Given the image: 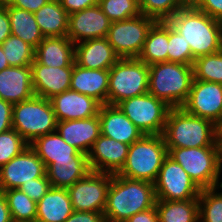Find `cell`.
<instances>
[{
    "label": "cell",
    "mask_w": 222,
    "mask_h": 222,
    "mask_svg": "<svg viewBox=\"0 0 222 222\" xmlns=\"http://www.w3.org/2000/svg\"><path fill=\"white\" fill-rule=\"evenodd\" d=\"M189 44L194 60L222 50V22L195 7H184L167 20Z\"/></svg>",
    "instance_id": "1"
},
{
    "label": "cell",
    "mask_w": 222,
    "mask_h": 222,
    "mask_svg": "<svg viewBox=\"0 0 222 222\" xmlns=\"http://www.w3.org/2000/svg\"><path fill=\"white\" fill-rule=\"evenodd\" d=\"M154 184L112 175L104 216L106 222H125L131 216L155 206Z\"/></svg>",
    "instance_id": "2"
},
{
    "label": "cell",
    "mask_w": 222,
    "mask_h": 222,
    "mask_svg": "<svg viewBox=\"0 0 222 222\" xmlns=\"http://www.w3.org/2000/svg\"><path fill=\"white\" fill-rule=\"evenodd\" d=\"M162 135L167 148L220 146V128L208 119L188 114L182 107L170 109Z\"/></svg>",
    "instance_id": "3"
},
{
    "label": "cell",
    "mask_w": 222,
    "mask_h": 222,
    "mask_svg": "<svg viewBox=\"0 0 222 222\" xmlns=\"http://www.w3.org/2000/svg\"><path fill=\"white\" fill-rule=\"evenodd\" d=\"M193 78V65L169 61L149 65L148 92L172 108L182 107Z\"/></svg>",
    "instance_id": "4"
},
{
    "label": "cell",
    "mask_w": 222,
    "mask_h": 222,
    "mask_svg": "<svg viewBox=\"0 0 222 222\" xmlns=\"http://www.w3.org/2000/svg\"><path fill=\"white\" fill-rule=\"evenodd\" d=\"M168 149L162 134L144 135L129 145L126 162L118 175L154 183Z\"/></svg>",
    "instance_id": "5"
},
{
    "label": "cell",
    "mask_w": 222,
    "mask_h": 222,
    "mask_svg": "<svg viewBox=\"0 0 222 222\" xmlns=\"http://www.w3.org/2000/svg\"><path fill=\"white\" fill-rule=\"evenodd\" d=\"M167 149L168 156L182 166L201 190L222 186L221 146Z\"/></svg>",
    "instance_id": "6"
},
{
    "label": "cell",
    "mask_w": 222,
    "mask_h": 222,
    "mask_svg": "<svg viewBox=\"0 0 222 222\" xmlns=\"http://www.w3.org/2000/svg\"><path fill=\"white\" fill-rule=\"evenodd\" d=\"M12 127L28 144L39 136L56 132L57 120L50 100L34 95L13 104Z\"/></svg>",
    "instance_id": "7"
},
{
    "label": "cell",
    "mask_w": 222,
    "mask_h": 222,
    "mask_svg": "<svg viewBox=\"0 0 222 222\" xmlns=\"http://www.w3.org/2000/svg\"><path fill=\"white\" fill-rule=\"evenodd\" d=\"M149 65L139 58H120L109 69L108 105L148 92Z\"/></svg>",
    "instance_id": "8"
},
{
    "label": "cell",
    "mask_w": 222,
    "mask_h": 222,
    "mask_svg": "<svg viewBox=\"0 0 222 222\" xmlns=\"http://www.w3.org/2000/svg\"><path fill=\"white\" fill-rule=\"evenodd\" d=\"M117 106L144 135L163 134L172 107L149 92L122 100Z\"/></svg>",
    "instance_id": "9"
},
{
    "label": "cell",
    "mask_w": 222,
    "mask_h": 222,
    "mask_svg": "<svg viewBox=\"0 0 222 222\" xmlns=\"http://www.w3.org/2000/svg\"><path fill=\"white\" fill-rule=\"evenodd\" d=\"M155 19L139 14L122 21L111 22L107 41L120 58H138L143 50L148 31Z\"/></svg>",
    "instance_id": "10"
},
{
    "label": "cell",
    "mask_w": 222,
    "mask_h": 222,
    "mask_svg": "<svg viewBox=\"0 0 222 222\" xmlns=\"http://www.w3.org/2000/svg\"><path fill=\"white\" fill-rule=\"evenodd\" d=\"M153 184L156 200L198 199L201 192V189L193 182L182 166L169 156L164 159Z\"/></svg>",
    "instance_id": "11"
},
{
    "label": "cell",
    "mask_w": 222,
    "mask_h": 222,
    "mask_svg": "<svg viewBox=\"0 0 222 222\" xmlns=\"http://www.w3.org/2000/svg\"><path fill=\"white\" fill-rule=\"evenodd\" d=\"M112 174L90 171L67 188L74 211L104 212Z\"/></svg>",
    "instance_id": "12"
},
{
    "label": "cell",
    "mask_w": 222,
    "mask_h": 222,
    "mask_svg": "<svg viewBox=\"0 0 222 222\" xmlns=\"http://www.w3.org/2000/svg\"><path fill=\"white\" fill-rule=\"evenodd\" d=\"M182 108L191 115L208 119L222 127V84L193 78L190 93Z\"/></svg>",
    "instance_id": "13"
},
{
    "label": "cell",
    "mask_w": 222,
    "mask_h": 222,
    "mask_svg": "<svg viewBox=\"0 0 222 222\" xmlns=\"http://www.w3.org/2000/svg\"><path fill=\"white\" fill-rule=\"evenodd\" d=\"M46 174L43 161L28 146L21 154L0 168V192L18 189L23 183L41 178Z\"/></svg>",
    "instance_id": "14"
},
{
    "label": "cell",
    "mask_w": 222,
    "mask_h": 222,
    "mask_svg": "<svg viewBox=\"0 0 222 222\" xmlns=\"http://www.w3.org/2000/svg\"><path fill=\"white\" fill-rule=\"evenodd\" d=\"M111 21L99 5L69 15L67 37L74 43L107 36Z\"/></svg>",
    "instance_id": "15"
},
{
    "label": "cell",
    "mask_w": 222,
    "mask_h": 222,
    "mask_svg": "<svg viewBox=\"0 0 222 222\" xmlns=\"http://www.w3.org/2000/svg\"><path fill=\"white\" fill-rule=\"evenodd\" d=\"M129 145L100 134L88 153L91 171L118 174L123 168Z\"/></svg>",
    "instance_id": "16"
},
{
    "label": "cell",
    "mask_w": 222,
    "mask_h": 222,
    "mask_svg": "<svg viewBox=\"0 0 222 222\" xmlns=\"http://www.w3.org/2000/svg\"><path fill=\"white\" fill-rule=\"evenodd\" d=\"M30 67L35 95L51 99L70 90L73 67H47L35 59Z\"/></svg>",
    "instance_id": "17"
},
{
    "label": "cell",
    "mask_w": 222,
    "mask_h": 222,
    "mask_svg": "<svg viewBox=\"0 0 222 222\" xmlns=\"http://www.w3.org/2000/svg\"><path fill=\"white\" fill-rule=\"evenodd\" d=\"M49 100L57 121L97 116L101 106L94 98L72 90L64 91Z\"/></svg>",
    "instance_id": "18"
},
{
    "label": "cell",
    "mask_w": 222,
    "mask_h": 222,
    "mask_svg": "<svg viewBox=\"0 0 222 222\" xmlns=\"http://www.w3.org/2000/svg\"><path fill=\"white\" fill-rule=\"evenodd\" d=\"M98 117L101 134L115 141L131 145L144 136L117 105H101Z\"/></svg>",
    "instance_id": "19"
},
{
    "label": "cell",
    "mask_w": 222,
    "mask_h": 222,
    "mask_svg": "<svg viewBox=\"0 0 222 222\" xmlns=\"http://www.w3.org/2000/svg\"><path fill=\"white\" fill-rule=\"evenodd\" d=\"M56 131L67 144L88 155L101 134L100 120L97 115L86 119L57 121Z\"/></svg>",
    "instance_id": "20"
},
{
    "label": "cell",
    "mask_w": 222,
    "mask_h": 222,
    "mask_svg": "<svg viewBox=\"0 0 222 222\" xmlns=\"http://www.w3.org/2000/svg\"><path fill=\"white\" fill-rule=\"evenodd\" d=\"M119 59L106 37L75 44L74 62L78 66L87 69H110Z\"/></svg>",
    "instance_id": "21"
},
{
    "label": "cell",
    "mask_w": 222,
    "mask_h": 222,
    "mask_svg": "<svg viewBox=\"0 0 222 222\" xmlns=\"http://www.w3.org/2000/svg\"><path fill=\"white\" fill-rule=\"evenodd\" d=\"M109 69H87L74 63L70 90L85 94L107 104Z\"/></svg>",
    "instance_id": "22"
},
{
    "label": "cell",
    "mask_w": 222,
    "mask_h": 222,
    "mask_svg": "<svg viewBox=\"0 0 222 222\" xmlns=\"http://www.w3.org/2000/svg\"><path fill=\"white\" fill-rule=\"evenodd\" d=\"M35 95L30 66H10L0 71V98L12 104Z\"/></svg>",
    "instance_id": "23"
},
{
    "label": "cell",
    "mask_w": 222,
    "mask_h": 222,
    "mask_svg": "<svg viewBox=\"0 0 222 222\" xmlns=\"http://www.w3.org/2000/svg\"><path fill=\"white\" fill-rule=\"evenodd\" d=\"M29 146L43 161L45 168L54 160L88 159L87 154L67 144L57 131L37 137Z\"/></svg>",
    "instance_id": "24"
},
{
    "label": "cell",
    "mask_w": 222,
    "mask_h": 222,
    "mask_svg": "<svg viewBox=\"0 0 222 222\" xmlns=\"http://www.w3.org/2000/svg\"><path fill=\"white\" fill-rule=\"evenodd\" d=\"M75 44L66 37H45L35 48L34 59L47 67H73Z\"/></svg>",
    "instance_id": "25"
},
{
    "label": "cell",
    "mask_w": 222,
    "mask_h": 222,
    "mask_svg": "<svg viewBox=\"0 0 222 222\" xmlns=\"http://www.w3.org/2000/svg\"><path fill=\"white\" fill-rule=\"evenodd\" d=\"M73 211L67 189L51 187L37 202L36 222H64Z\"/></svg>",
    "instance_id": "26"
},
{
    "label": "cell",
    "mask_w": 222,
    "mask_h": 222,
    "mask_svg": "<svg viewBox=\"0 0 222 222\" xmlns=\"http://www.w3.org/2000/svg\"><path fill=\"white\" fill-rule=\"evenodd\" d=\"M0 3L7 9L11 34L35 49L45 37L36 22L34 13L10 6L5 0H0Z\"/></svg>",
    "instance_id": "27"
},
{
    "label": "cell",
    "mask_w": 222,
    "mask_h": 222,
    "mask_svg": "<svg viewBox=\"0 0 222 222\" xmlns=\"http://www.w3.org/2000/svg\"><path fill=\"white\" fill-rule=\"evenodd\" d=\"M91 171L88 159L54 160L46 168L51 187L69 188Z\"/></svg>",
    "instance_id": "28"
},
{
    "label": "cell",
    "mask_w": 222,
    "mask_h": 222,
    "mask_svg": "<svg viewBox=\"0 0 222 222\" xmlns=\"http://www.w3.org/2000/svg\"><path fill=\"white\" fill-rule=\"evenodd\" d=\"M44 37H66L69 14L59 0H50L34 13Z\"/></svg>",
    "instance_id": "29"
},
{
    "label": "cell",
    "mask_w": 222,
    "mask_h": 222,
    "mask_svg": "<svg viewBox=\"0 0 222 222\" xmlns=\"http://www.w3.org/2000/svg\"><path fill=\"white\" fill-rule=\"evenodd\" d=\"M168 22L156 21L148 31L143 50L138 57L147 65L168 61Z\"/></svg>",
    "instance_id": "30"
},
{
    "label": "cell",
    "mask_w": 222,
    "mask_h": 222,
    "mask_svg": "<svg viewBox=\"0 0 222 222\" xmlns=\"http://www.w3.org/2000/svg\"><path fill=\"white\" fill-rule=\"evenodd\" d=\"M159 222H199L198 199L184 201L156 200Z\"/></svg>",
    "instance_id": "31"
},
{
    "label": "cell",
    "mask_w": 222,
    "mask_h": 222,
    "mask_svg": "<svg viewBox=\"0 0 222 222\" xmlns=\"http://www.w3.org/2000/svg\"><path fill=\"white\" fill-rule=\"evenodd\" d=\"M2 193L7 200L13 222H36V201L19 188L4 190Z\"/></svg>",
    "instance_id": "32"
},
{
    "label": "cell",
    "mask_w": 222,
    "mask_h": 222,
    "mask_svg": "<svg viewBox=\"0 0 222 222\" xmlns=\"http://www.w3.org/2000/svg\"><path fill=\"white\" fill-rule=\"evenodd\" d=\"M2 49L9 66H30L34 62L35 49L12 34L2 43Z\"/></svg>",
    "instance_id": "33"
},
{
    "label": "cell",
    "mask_w": 222,
    "mask_h": 222,
    "mask_svg": "<svg viewBox=\"0 0 222 222\" xmlns=\"http://www.w3.org/2000/svg\"><path fill=\"white\" fill-rule=\"evenodd\" d=\"M193 75L196 80L222 84V50L196 58Z\"/></svg>",
    "instance_id": "34"
},
{
    "label": "cell",
    "mask_w": 222,
    "mask_h": 222,
    "mask_svg": "<svg viewBox=\"0 0 222 222\" xmlns=\"http://www.w3.org/2000/svg\"><path fill=\"white\" fill-rule=\"evenodd\" d=\"M221 188L214 187L202 189L199 202V222H222V192L216 190Z\"/></svg>",
    "instance_id": "35"
},
{
    "label": "cell",
    "mask_w": 222,
    "mask_h": 222,
    "mask_svg": "<svg viewBox=\"0 0 222 222\" xmlns=\"http://www.w3.org/2000/svg\"><path fill=\"white\" fill-rule=\"evenodd\" d=\"M184 7L183 0H141L139 3L140 13L156 21H167Z\"/></svg>",
    "instance_id": "36"
},
{
    "label": "cell",
    "mask_w": 222,
    "mask_h": 222,
    "mask_svg": "<svg viewBox=\"0 0 222 222\" xmlns=\"http://www.w3.org/2000/svg\"><path fill=\"white\" fill-rule=\"evenodd\" d=\"M98 5L111 22L138 16L139 4L134 0H99Z\"/></svg>",
    "instance_id": "37"
},
{
    "label": "cell",
    "mask_w": 222,
    "mask_h": 222,
    "mask_svg": "<svg viewBox=\"0 0 222 222\" xmlns=\"http://www.w3.org/2000/svg\"><path fill=\"white\" fill-rule=\"evenodd\" d=\"M168 61L193 65V55L184 36L179 34L168 24Z\"/></svg>",
    "instance_id": "38"
},
{
    "label": "cell",
    "mask_w": 222,
    "mask_h": 222,
    "mask_svg": "<svg viewBox=\"0 0 222 222\" xmlns=\"http://www.w3.org/2000/svg\"><path fill=\"white\" fill-rule=\"evenodd\" d=\"M28 146L29 144L13 128L0 133V168L21 154Z\"/></svg>",
    "instance_id": "39"
},
{
    "label": "cell",
    "mask_w": 222,
    "mask_h": 222,
    "mask_svg": "<svg viewBox=\"0 0 222 222\" xmlns=\"http://www.w3.org/2000/svg\"><path fill=\"white\" fill-rule=\"evenodd\" d=\"M50 188V181L45 174L41 178L32 179L29 183H23L19 189L27 194L30 199L38 202Z\"/></svg>",
    "instance_id": "40"
},
{
    "label": "cell",
    "mask_w": 222,
    "mask_h": 222,
    "mask_svg": "<svg viewBox=\"0 0 222 222\" xmlns=\"http://www.w3.org/2000/svg\"><path fill=\"white\" fill-rule=\"evenodd\" d=\"M195 8L222 22V0H202Z\"/></svg>",
    "instance_id": "41"
},
{
    "label": "cell",
    "mask_w": 222,
    "mask_h": 222,
    "mask_svg": "<svg viewBox=\"0 0 222 222\" xmlns=\"http://www.w3.org/2000/svg\"><path fill=\"white\" fill-rule=\"evenodd\" d=\"M64 222H106L102 212L73 211Z\"/></svg>",
    "instance_id": "42"
},
{
    "label": "cell",
    "mask_w": 222,
    "mask_h": 222,
    "mask_svg": "<svg viewBox=\"0 0 222 222\" xmlns=\"http://www.w3.org/2000/svg\"><path fill=\"white\" fill-rule=\"evenodd\" d=\"M13 104L0 98V133L12 129Z\"/></svg>",
    "instance_id": "43"
},
{
    "label": "cell",
    "mask_w": 222,
    "mask_h": 222,
    "mask_svg": "<svg viewBox=\"0 0 222 222\" xmlns=\"http://www.w3.org/2000/svg\"><path fill=\"white\" fill-rule=\"evenodd\" d=\"M61 6L70 15L74 12L82 11L86 8L98 5L99 0H59Z\"/></svg>",
    "instance_id": "44"
},
{
    "label": "cell",
    "mask_w": 222,
    "mask_h": 222,
    "mask_svg": "<svg viewBox=\"0 0 222 222\" xmlns=\"http://www.w3.org/2000/svg\"><path fill=\"white\" fill-rule=\"evenodd\" d=\"M10 6L35 13L50 0H5Z\"/></svg>",
    "instance_id": "45"
},
{
    "label": "cell",
    "mask_w": 222,
    "mask_h": 222,
    "mask_svg": "<svg viewBox=\"0 0 222 222\" xmlns=\"http://www.w3.org/2000/svg\"><path fill=\"white\" fill-rule=\"evenodd\" d=\"M11 35L7 9L0 3V45Z\"/></svg>",
    "instance_id": "46"
},
{
    "label": "cell",
    "mask_w": 222,
    "mask_h": 222,
    "mask_svg": "<svg viewBox=\"0 0 222 222\" xmlns=\"http://www.w3.org/2000/svg\"><path fill=\"white\" fill-rule=\"evenodd\" d=\"M125 222H159L156 206L136 213Z\"/></svg>",
    "instance_id": "47"
},
{
    "label": "cell",
    "mask_w": 222,
    "mask_h": 222,
    "mask_svg": "<svg viewBox=\"0 0 222 222\" xmlns=\"http://www.w3.org/2000/svg\"><path fill=\"white\" fill-rule=\"evenodd\" d=\"M0 222H13L7 200L0 192Z\"/></svg>",
    "instance_id": "48"
},
{
    "label": "cell",
    "mask_w": 222,
    "mask_h": 222,
    "mask_svg": "<svg viewBox=\"0 0 222 222\" xmlns=\"http://www.w3.org/2000/svg\"><path fill=\"white\" fill-rule=\"evenodd\" d=\"M10 67L9 63L6 60L5 54L2 49V45H0V71Z\"/></svg>",
    "instance_id": "49"
},
{
    "label": "cell",
    "mask_w": 222,
    "mask_h": 222,
    "mask_svg": "<svg viewBox=\"0 0 222 222\" xmlns=\"http://www.w3.org/2000/svg\"><path fill=\"white\" fill-rule=\"evenodd\" d=\"M202 0H183L185 7H196Z\"/></svg>",
    "instance_id": "50"
},
{
    "label": "cell",
    "mask_w": 222,
    "mask_h": 222,
    "mask_svg": "<svg viewBox=\"0 0 222 222\" xmlns=\"http://www.w3.org/2000/svg\"><path fill=\"white\" fill-rule=\"evenodd\" d=\"M221 146V165H222V140H219Z\"/></svg>",
    "instance_id": "51"
},
{
    "label": "cell",
    "mask_w": 222,
    "mask_h": 222,
    "mask_svg": "<svg viewBox=\"0 0 222 222\" xmlns=\"http://www.w3.org/2000/svg\"><path fill=\"white\" fill-rule=\"evenodd\" d=\"M219 140H222V127L220 128V137Z\"/></svg>",
    "instance_id": "52"
}]
</instances>
